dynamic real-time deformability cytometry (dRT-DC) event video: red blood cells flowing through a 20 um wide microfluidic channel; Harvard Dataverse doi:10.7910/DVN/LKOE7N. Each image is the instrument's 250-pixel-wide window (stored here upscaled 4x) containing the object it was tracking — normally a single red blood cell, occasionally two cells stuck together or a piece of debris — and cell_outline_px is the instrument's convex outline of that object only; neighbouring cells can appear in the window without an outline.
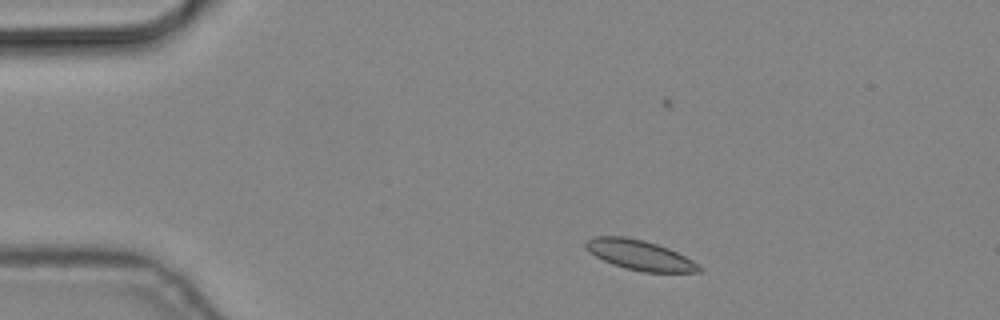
{"species": "common noctule bat (a hibernating species)", "species_latin": "Nyctalus noctula", "temperature_condition": "cold", "stored_images_in_passage": 3, "camera_frame_rate_fps": 3000, "um_per_image_px": 0.085, "animal": {"sex": "male", "body_mass_g": 19.2, "forearm_length_mm": 51.8}, "frame": {"image": 1, "passage_image": 1, "time_ms": 0.0, "image_size_px": [1000, 320], "cell_outline_px": [[704, 272], [644, 272], [612, 264], [588, 252], [584, 244], [588, 240], [596, 236], [624, 236], [644, 240], [668, 248], [700, 264], [704, 268]], "centroid_in_image_um": [54.41, 21.68], "position_along_channel_um": 30.6, "area_um2": 19.71}}